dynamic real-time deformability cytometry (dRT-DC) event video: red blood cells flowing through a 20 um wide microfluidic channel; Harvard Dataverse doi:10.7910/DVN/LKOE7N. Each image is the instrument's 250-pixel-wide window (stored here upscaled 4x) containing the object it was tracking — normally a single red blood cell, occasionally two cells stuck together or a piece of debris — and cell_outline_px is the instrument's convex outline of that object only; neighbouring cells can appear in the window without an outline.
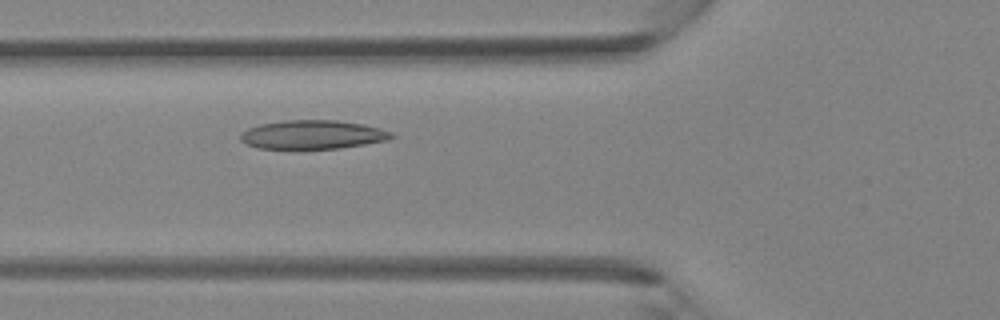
{"species": "Egyptian fruit bat (a non-hibernating species)", "species_latin": "Rousettus aegyptiacus", "temperature_condition": "room temperature", "stored_images_in_passage": 29, "camera_frame_rate_fps": 3000, "um_per_image_px": 0.085, "animal": {"sex": "female"}, "frame": {"image": 1, "passage_image": 3, "time_ms": 0.667, "image_size_px": [1000, 320], "cell_outline_px": [[396, 136], [388, 140], [340, 148], [260, 148], [248, 144], [240, 140], [240, 132], [248, 128], [260, 124], [284, 120], [336, 120], [364, 124], [380, 128], [392, 132]], "centroid_in_image_um": [26.59, 11.43], "position_along_channel_um": 99.2, "area_um2": 25.26}}
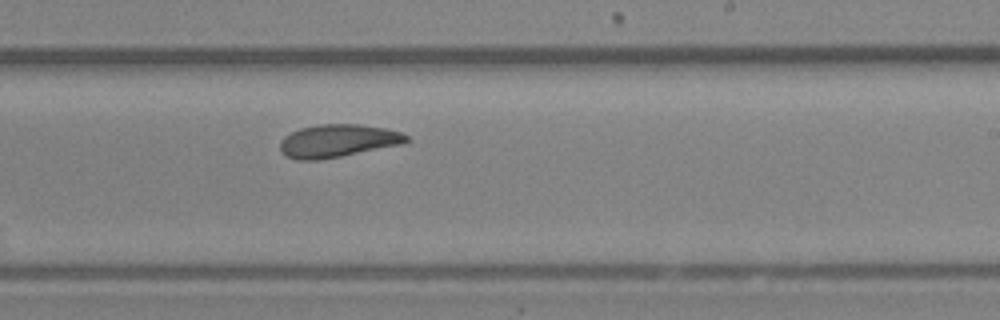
{"frame": {"image": 2, "passage_image": 13, "time_ms": 4.0, "image_size_px": [1000, 320], "cell_outline_px": [[412, 140], [404, 144], [340, 156], [316, 160], [296, 160], [288, 156], [280, 148], [280, 140], [284, 136], [300, 128], [320, 124], [360, 124], [384, 128], [400, 132], [408, 136]], "centroid_in_image_um": [28.75, 11.96], "position_along_channel_um": 260.3, "area_um2": 24.1}}
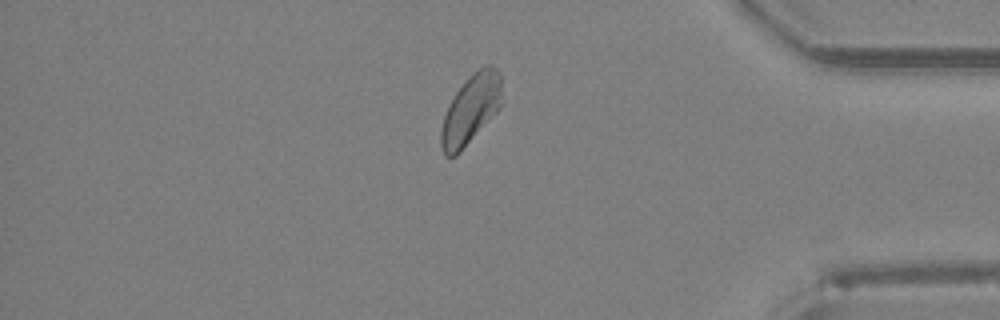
{"frame": {"image": 3, "passage_image": 23, "time_ms": 7.333, "image_size_px": [1000, 320], "cell_outline_px": [[500, 108], [460, 152], [456, 156], [444, 156], [440, 148], [440, 128], [448, 104], [456, 92], [468, 76], [484, 64], [492, 64], [500, 72]], "centroid_in_image_um": [39.98, 9.29], "position_along_channel_um": 395.2, "area_um2": 24.57}}